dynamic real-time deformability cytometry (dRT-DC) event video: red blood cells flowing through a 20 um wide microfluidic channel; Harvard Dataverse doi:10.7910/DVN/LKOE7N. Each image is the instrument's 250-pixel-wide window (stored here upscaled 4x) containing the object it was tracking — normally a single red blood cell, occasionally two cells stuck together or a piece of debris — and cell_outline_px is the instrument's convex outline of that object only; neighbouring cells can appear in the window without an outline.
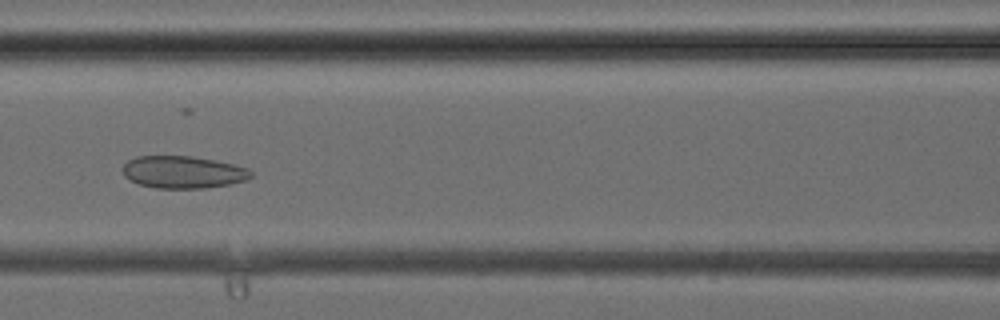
{"species": "common noctule bat (a hibernating species)", "species_latin": "Nyctalus noctula", "temperature_condition": "cold", "stored_images_in_passage": 38, "camera_frame_rate_fps": 3000, "um_per_image_px": 0.085, "animal": {"sex": "female", "body_mass_g": 24.6, "forearm_length_mm": 56.2}, "frame": {"image": 1, "passage_image": 17, "time_ms": 5.333, "image_size_px": [1000, 320], "cell_outline_px": [[252, 176], [244, 180], [228, 184], [204, 188], [156, 188], [140, 184], [124, 176], [124, 164], [128, 160], [136, 156], [192, 156], [232, 164], [248, 168], [252, 172]], "centroid_in_image_um": [15.55, 14.62], "position_along_channel_um": 151.1, "area_um2": 23.81}}
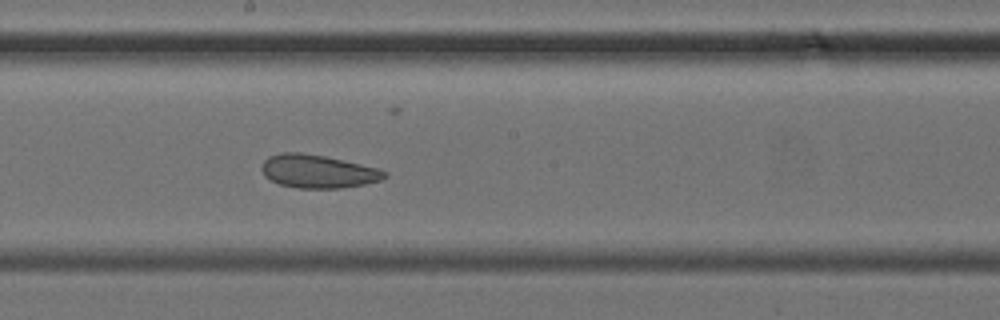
{"frame": {"image": 2, "passage_image": 21, "time_ms": 6.667, "image_size_px": [1000, 320], "cell_outline_px": [[388, 176], [380, 180], [364, 184], [340, 188], [300, 188], [280, 184], [264, 176], [260, 168], [264, 160], [268, 156], [280, 152], [300, 152], [324, 156], [344, 160], [376, 168], [388, 172]], "centroid_in_image_um": [26.99, 14.55], "position_along_channel_um": 221.2, "area_um2": 23.76}}
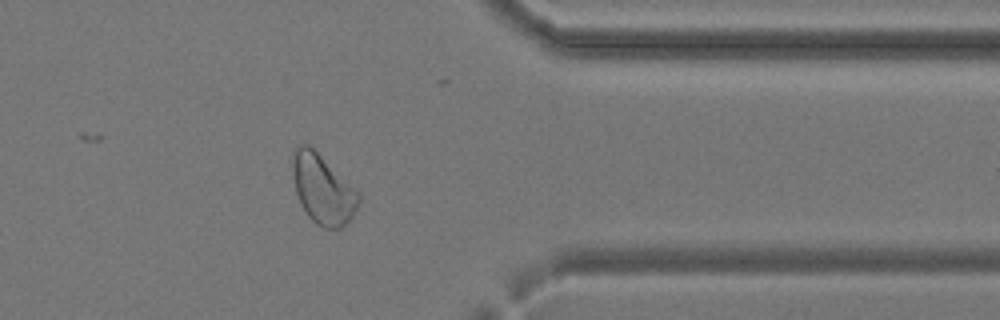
{"frame": {"image": 3, "passage_image": 31, "time_ms": 10.0, "image_size_px": [1000, 320], "cell_outline_px": [[360, 204], [352, 216], [340, 228], [324, 228], [316, 224], [308, 216], [300, 204], [296, 192], [292, 172], [292, 160], [296, 148], [300, 144], [308, 144], [360, 196]], "centroid_in_image_um": [27.39, 16.13], "position_along_channel_um": 384.0, "area_um2": 25.78}}